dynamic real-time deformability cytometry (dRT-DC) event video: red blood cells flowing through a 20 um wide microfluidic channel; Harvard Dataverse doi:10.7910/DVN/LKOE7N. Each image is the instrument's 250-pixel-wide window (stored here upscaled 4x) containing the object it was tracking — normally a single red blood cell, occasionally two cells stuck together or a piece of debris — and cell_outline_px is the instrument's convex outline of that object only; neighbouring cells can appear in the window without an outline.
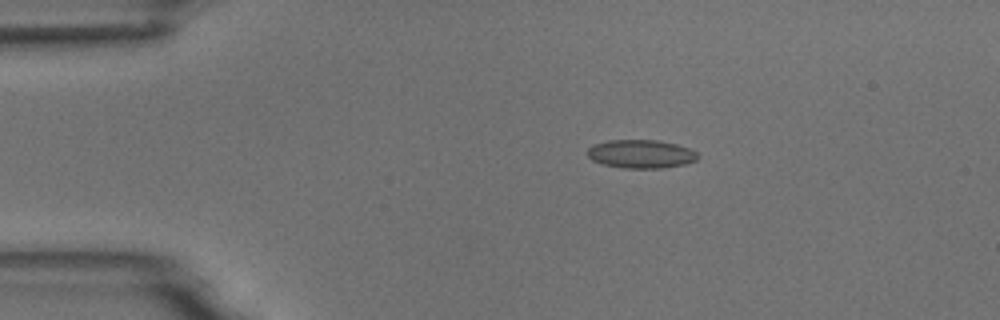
{"species": "common noctule bat (a hibernating species)", "species_latin": "Nyctalus noctula", "temperature_condition": "room temperature", "stored_images_in_passage": 5, "camera_frame_rate_fps": 3000, "um_per_image_px": 0.085, "animal": {"sex": "male", "body_mass_g": 18.8}, "frame": {"image": 1, "passage_image": 1, "time_ms": 0.0, "image_size_px": [1000, 320], "cell_outline_px": [[700, 156], [696, 160], [684, 164], [660, 168], [624, 168], [604, 164], [592, 160], [588, 156], [588, 148], [592, 144], [608, 140], [656, 140], [676, 144], [688, 148], [696, 152]], "centroid_in_image_um": [54.47, 13.08], "position_along_channel_um": 30.5, "area_um2": 18.21}}
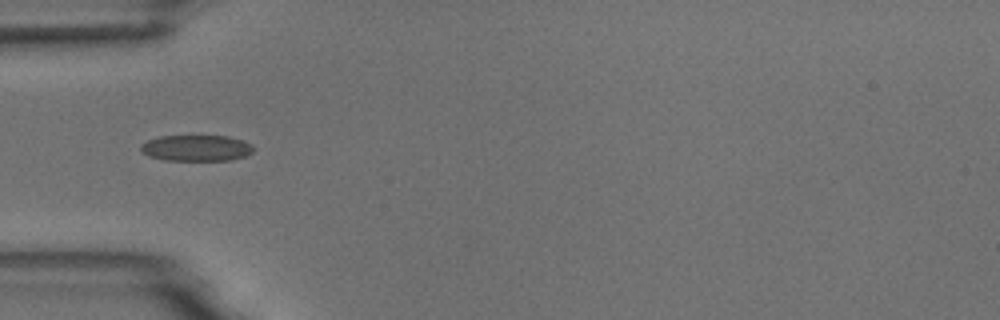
{"frame": {"image": 2, "passage_image": 3, "time_ms": 2.333, "image_size_px": [1000, 320], "cell_outline_px": [[252, 152], [244, 156], [232, 160], [164, 160], [148, 156], [140, 148], [140, 144], [148, 140], [160, 136], [228, 136], [244, 140], [252, 144]], "centroid_in_image_um": [16.69, 12.58], "position_along_channel_um": 68.3, "area_um2": 17.11}}